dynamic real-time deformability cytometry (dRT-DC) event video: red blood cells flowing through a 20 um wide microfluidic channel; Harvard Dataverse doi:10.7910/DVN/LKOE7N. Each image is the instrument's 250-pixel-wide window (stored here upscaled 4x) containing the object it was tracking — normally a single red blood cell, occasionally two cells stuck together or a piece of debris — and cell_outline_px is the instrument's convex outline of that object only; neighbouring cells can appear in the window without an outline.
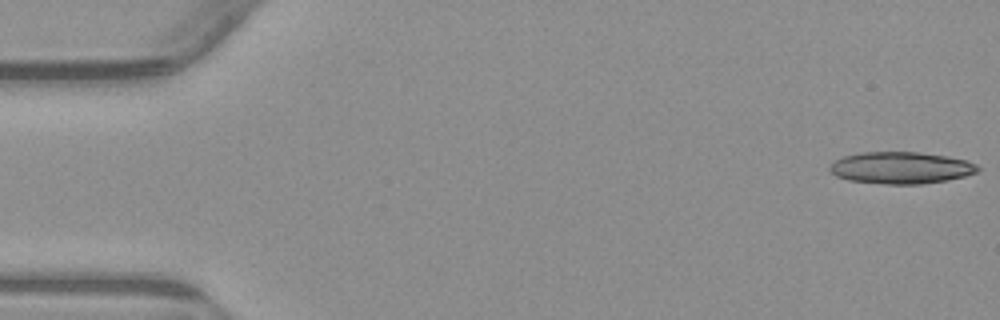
{"species": "common noctule bat (a hibernating species)", "species_latin": "Nyctalus noctula", "temperature_condition": "warm", "stored_images_in_passage": 18, "camera_frame_rate_fps": 3000, "um_per_image_px": 0.085, "animal": {"sex": "male", "body_mass_g": 23.1, "forearm_length_mm": 52.7}, "frame": {"image": 1, "passage_image": 1, "time_ms": 0.0, "image_size_px": [1000, 320], "cell_outline_px": [[980, 168], [976, 172], [964, 176], [948, 180], [924, 184], [888, 184], [848, 180], [836, 176], [828, 168], [836, 160], [844, 156], [864, 152], [920, 152], [948, 156], [968, 160], [976, 164]], "centroid_in_image_um": [76.62, 14.26], "position_along_channel_um": 8.4, "area_um2": 27.46}}